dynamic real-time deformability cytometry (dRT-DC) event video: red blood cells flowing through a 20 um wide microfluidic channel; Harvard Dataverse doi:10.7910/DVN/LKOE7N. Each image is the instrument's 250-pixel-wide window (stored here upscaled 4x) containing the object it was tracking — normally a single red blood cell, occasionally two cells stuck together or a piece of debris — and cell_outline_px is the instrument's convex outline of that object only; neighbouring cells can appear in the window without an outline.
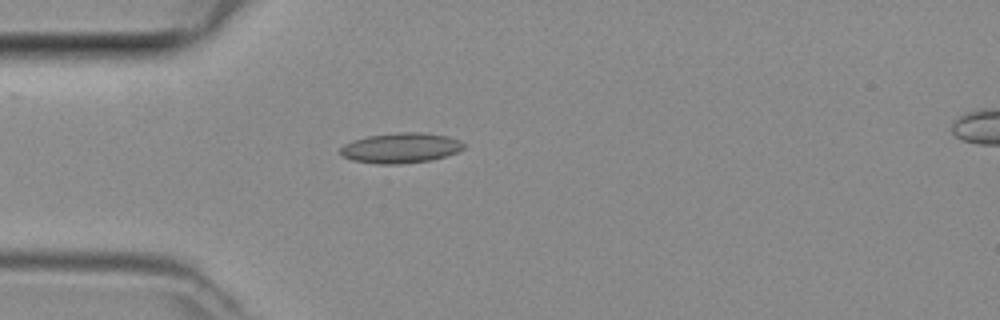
{"species": "common noctule bat (a hibernating species)", "species_latin": "Nyctalus noctula", "temperature_condition": "room temperature", "stored_images_in_passage": 35, "camera_frame_rate_fps": 3000, "um_per_image_px": 0.085, "animal": {"sex": "female", "body_mass_g": 29.2, "forearm_length_mm": 56.3}, "frame": {"image": 1, "passage_image": 1, "time_ms": 0.0, "image_size_px": [1000, 320], "cell_outline_px": [[464, 148], [456, 152], [432, 160], [400, 164], [376, 164], [352, 160], [340, 156], [340, 148], [344, 144], [352, 140], [368, 136], [400, 132], [420, 132], [448, 136], [460, 140], [464, 144]], "centroid_in_image_um": [34.03, 12.58], "position_along_channel_um": 51.0, "area_um2": 21.79}}
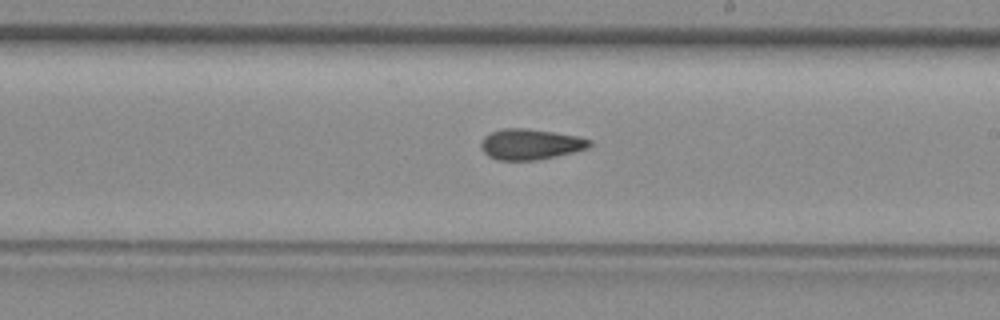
{"frame": {"image": 2, "passage_image": 15, "time_ms": 4.667, "image_size_px": [1000, 320], "cell_outline_px": [[592, 144], [588, 148], [556, 156], [536, 160], [496, 160], [488, 156], [480, 148], [480, 140], [484, 136], [492, 132], [504, 128], [524, 128], [552, 132], [576, 136], [592, 140]], "centroid_in_image_um": [45.04, 12.26], "position_along_channel_um": 244.0, "area_um2": 19.36}}
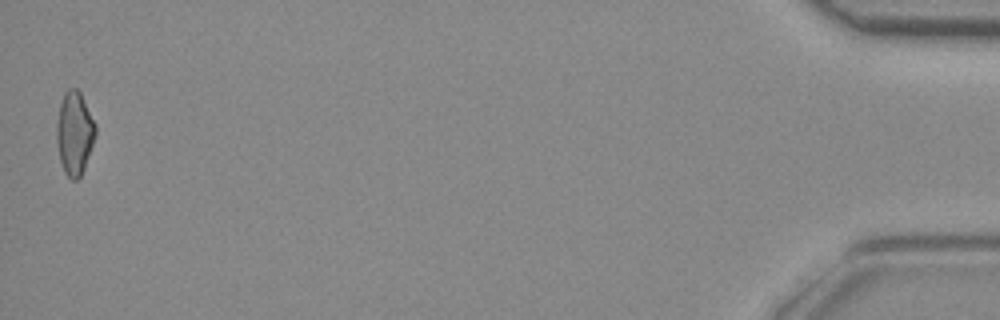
{"frame": {"image": 3, "passage_image": 35, "time_ms": 11.333, "image_size_px": [1000, 320], "cell_outline_px": [[96, 136], [84, 168], [80, 176], [76, 180], [72, 180], [64, 172], [60, 160], [56, 140], [56, 120], [60, 104], [64, 92], [68, 88], [76, 88], [80, 92], [96, 124]], "centroid_in_image_um": [6.33, 11.3], "position_along_channel_um": 428.9, "area_um2": 18.96}}